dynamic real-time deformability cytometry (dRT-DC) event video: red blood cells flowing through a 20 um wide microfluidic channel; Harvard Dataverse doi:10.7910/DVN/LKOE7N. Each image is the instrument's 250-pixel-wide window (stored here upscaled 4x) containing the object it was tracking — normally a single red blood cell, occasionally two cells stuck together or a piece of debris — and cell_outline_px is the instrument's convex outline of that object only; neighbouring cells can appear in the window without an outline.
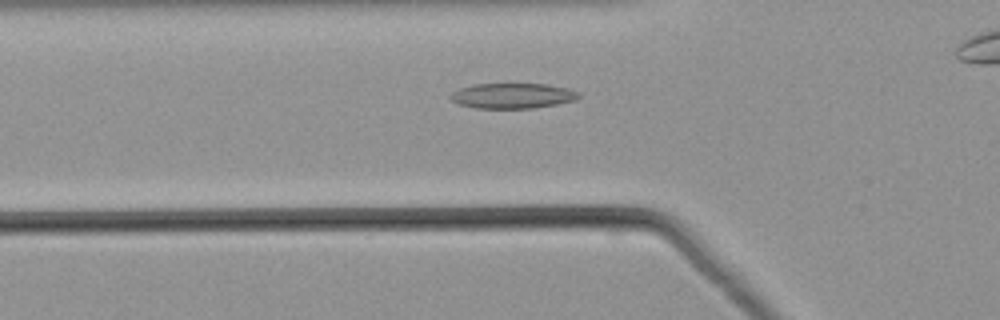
{"species": "common noctule bat (a hibernating species)", "species_latin": "Nyctalus noctula", "temperature_condition": "warm", "stored_images_in_passage": 30, "camera_frame_rate_fps": 3000, "um_per_image_px": 0.085, "animal": {"sex": "male", "body_mass_g": 21.5, "forearm_length_mm": 52.0}, "frame": {"image": 1, "passage_image": 15, "time_ms": 4.667, "image_size_px": [1000, 320], "cell_outline_px": [[580, 96], [572, 100], [556, 104], [532, 108], [476, 108], [460, 104], [448, 100], [448, 96], [452, 92], [460, 88], [472, 84], [548, 84], [568, 88], [580, 92]], "centroid_in_image_um": [43.52, 8.13], "position_along_channel_um": 82.3, "area_um2": 18.9}}
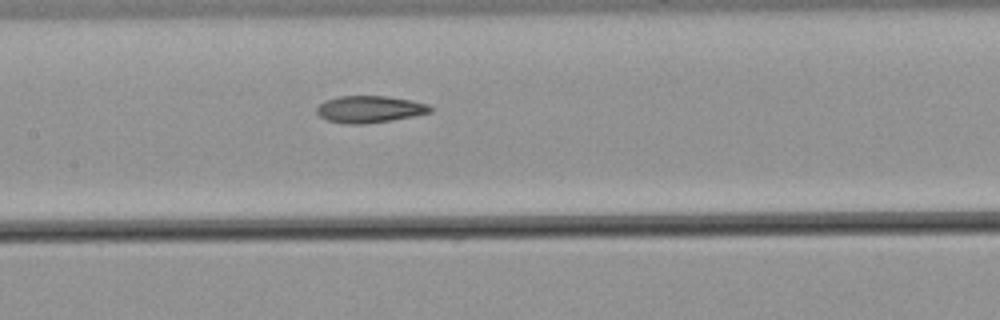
{"frame": {"image": 2, "passage_image": 22, "time_ms": 7.0, "image_size_px": [1000, 320], "cell_outline_px": [[432, 112], [392, 120], [364, 124], [348, 124], [328, 120], [320, 116], [316, 112], [316, 108], [324, 100], [340, 96], [388, 96], [428, 104], [432, 108]], "centroid_in_image_um": [31.4, 9.28], "position_along_channel_um": 176.0, "area_um2": 17.69}}
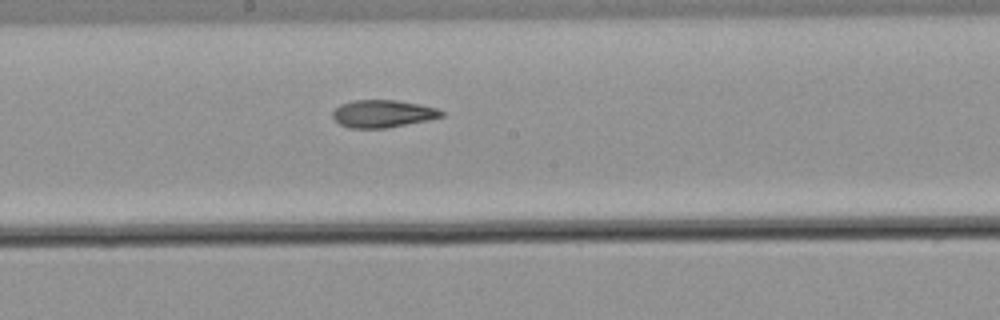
{"frame": {"image": 3, "passage_image": 25, "time_ms": 8.0, "image_size_px": [1000, 320], "cell_outline_px": [[444, 116], [428, 120], [384, 128], [352, 128], [340, 124], [332, 116], [332, 112], [340, 104], [352, 100], [396, 100], [420, 104], [436, 108], [444, 112]], "centroid_in_image_um": [32.53, 9.65], "position_along_channel_um": 215.7, "area_um2": 17.34}}